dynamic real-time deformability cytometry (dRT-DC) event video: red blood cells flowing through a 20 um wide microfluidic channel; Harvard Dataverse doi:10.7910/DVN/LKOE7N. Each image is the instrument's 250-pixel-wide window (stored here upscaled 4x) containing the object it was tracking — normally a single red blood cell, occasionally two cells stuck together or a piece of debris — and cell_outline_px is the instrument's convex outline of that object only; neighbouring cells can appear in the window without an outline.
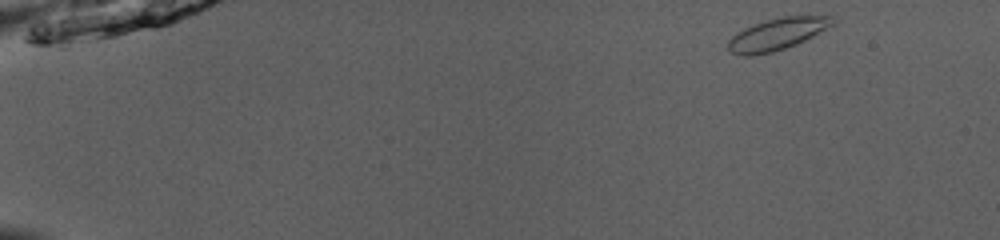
{"species": "common noctule bat (a hibernating species)", "species_latin": "Nyctalus noctula", "temperature_condition": "room temperature", "stored_images_in_passage": 47, "camera_frame_rate_fps": 3000, "um_per_image_px": 0.085, "animal": {"sex": "male", "body_mass_g": 13.0, "forearm_length_mm": 53.1}, "frame": {"image": 1, "passage_image": 1, "time_ms": 0.0, "image_size_px": [1000, 240], "cell_outline_px": [[836, 24], [796, 44], [772, 52], [752, 56], [744, 56], [728, 52], [728, 40], [732, 36], [744, 28], [768, 20], [784, 16], [836, 16]], "centroid_in_image_um": [66.08, 2.9], "position_along_channel_um": 18.9, "area_um2": 19.31}}
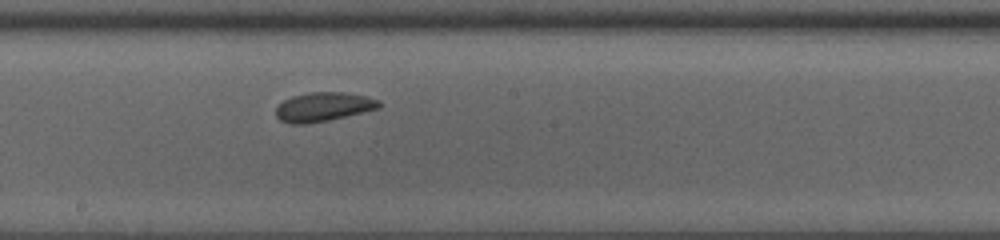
{"frame": {"image": 2, "passage_image": 26, "time_ms": 8.333, "image_size_px": [1000, 240], "cell_outline_px": [[380, 108], [328, 120], [304, 124], [288, 124], [280, 120], [276, 116], [276, 108], [284, 100], [292, 96], [308, 92], [344, 92], [364, 96], [380, 100]], "centroid_in_image_um": [27.46, 9.08], "position_along_channel_um": 220.7, "area_um2": 17.4}}
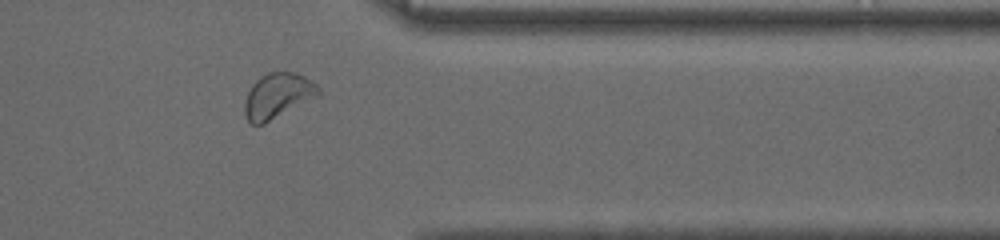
{"frame": {"image": 3, "passage_image": 39, "time_ms": 12.667, "image_size_px": [1000, 240], "cell_outline_px": [[320, 92], [264, 124], [252, 124], [244, 116], [244, 104], [248, 92], [252, 84], [256, 80], [268, 72], [296, 72], [312, 80], [320, 88]], "centroid_in_image_um": [23.54, 8.11], "position_along_channel_um": 387.9, "area_um2": 18.84}, "authors_computed_cell_mechanics": {"area_um2": 18.3226, "velocity_mm_per_s": 3.9582, "shape_relaxation_time_tau1_ms": 2.9912, "shape_relaxation_time_tau2_ms": 1.5998, "deformation_change_tau1": 0.0531, "deformation_change_tau2": 0.0394}}